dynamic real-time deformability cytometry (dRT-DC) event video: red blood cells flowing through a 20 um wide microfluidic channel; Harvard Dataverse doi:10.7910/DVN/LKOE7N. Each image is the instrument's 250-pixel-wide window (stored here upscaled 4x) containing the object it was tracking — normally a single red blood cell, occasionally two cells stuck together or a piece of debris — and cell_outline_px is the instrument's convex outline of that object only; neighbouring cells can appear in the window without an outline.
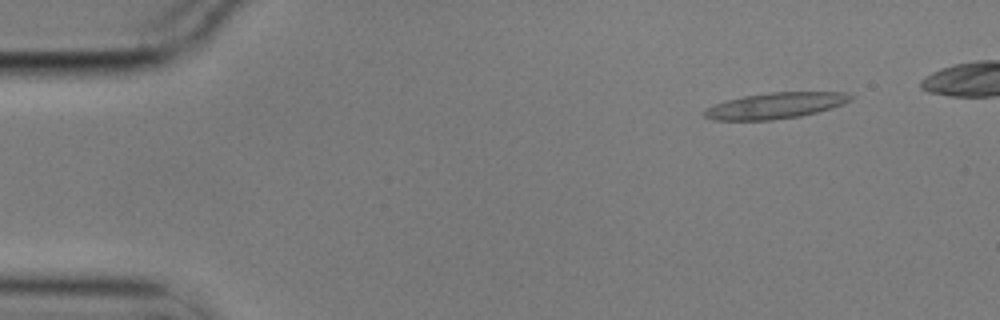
{"species": "common noctule bat (a hibernating species)", "species_latin": "Nyctalus noctula", "temperature_condition": "cold", "stored_images_in_passage": 4, "camera_frame_rate_fps": 3000, "um_per_image_px": 0.085, "animal": {"sex": "male", "body_mass_g": 17.9}, "frame": {"image": 1, "passage_image": 1, "time_ms": 0.0, "image_size_px": [1000, 320], "cell_outline_px": [[856, 96], [852, 100], [844, 104], [832, 108], [800, 116], [772, 120], [716, 120], [704, 116], [704, 112], [708, 108], [716, 104], [728, 100], [744, 96], [772, 92], [848, 92]], "centroid_in_image_um": [66.01, 8.97], "position_along_channel_um": 19.0, "area_um2": 22.02}}